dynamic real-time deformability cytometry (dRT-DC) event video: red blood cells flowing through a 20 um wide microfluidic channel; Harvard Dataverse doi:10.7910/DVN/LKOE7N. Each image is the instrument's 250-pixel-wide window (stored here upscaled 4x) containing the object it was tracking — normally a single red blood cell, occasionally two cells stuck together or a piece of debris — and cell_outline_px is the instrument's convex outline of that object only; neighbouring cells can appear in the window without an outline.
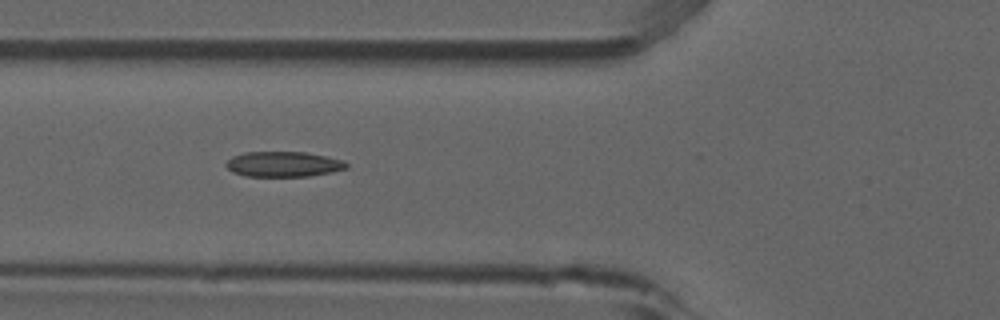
{"species": "common noctule bat (a hibernating species)", "species_latin": "Nyctalus noctula", "temperature_condition": "room temperature", "stored_images_in_passage": 6, "camera_frame_rate_fps": 3000, "um_per_image_px": 0.085, "animal": {"sex": "male", "forearm_length_mm": 52.5}, "frame": {"image": 1, "passage_image": 6, "time_ms": 1.667, "image_size_px": [1000, 320], "cell_outline_px": [[348, 168], [332, 172], [308, 176], [244, 176], [232, 172], [224, 164], [232, 156], [244, 152], [304, 152], [324, 156], [340, 160], [348, 164]], "centroid_in_image_um": [24.05, 13.96], "position_along_channel_um": 101.8, "area_um2": 17.63}}